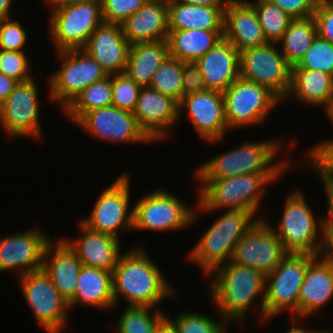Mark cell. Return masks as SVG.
<instances>
[{
	"label": "cell",
	"mask_w": 333,
	"mask_h": 333,
	"mask_svg": "<svg viewBox=\"0 0 333 333\" xmlns=\"http://www.w3.org/2000/svg\"><path fill=\"white\" fill-rule=\"evenodd\" d=\"M27 41L26 30L18 21L4 19L0 21V49L23 51Z\"/></svg>",
	"instance_id": "ee69618b"
},
{
	"label": "cell",
	"mask_w": 333,
	"mask_h": 333,
	"mask_svg": "<svg viewBox=\"0 0 333 333\" xmlns=\"http://www.w3.org/2000/svg\"><path fill=\"white\" fill-rule=\"evenodd\" d=\"M223 39L239 52L267 42L256 10L247 0H228L224 9Z\"/></svg>",
	"instance_id": "44dd1931"
},
{
	"label": "cell",
	"mask_w": 333,
	"mask_h": 333,
	"mask_svg": "<svg viewBox=\"0 0 333 333\" xmlns=\"http://www.w3.org/2000/svg\"><path fill=\"white\" fill-rule=\"evenodd\" d=\"M168 192L158 189L135 203L134 230L177 231L194 223L198 212Z\"/></svg>",
	"instance_id": "8fae6325"
},
{
	"label": "cell",
	"mask_w": 333,
	"mask_h": 333,
	"mask_svg": "<svg viewBox=\"0 0 333 333\" xmlns=\"http://www.w3.org/2000/svg\"><path fill=\"white\" fill-rule=\"evenodd\" d=\"M167 319L173 324L178 333H226L225 324L228 321L222 318V321L209 318L207 315L195 312H183L174 319ZM224 319V320H223ZM227 322V323H226Z\"/></svg>",
	"instance_id": "f35d334b"
},
{
	"label": "cell",
	"mask_w": 333,
	"mask_h": 333,
	"mask_svg": "<svg viewBox=\"0 0 333 333\" xmlns=\"http://www.w3.org/2000/svg\"><path fill=\"white\" fill-rule=\"evenodd\" d=\"M49 35L56 51L82 49L93 31L104 21L101 0H86L52 7Z\"/></svg>",
	"instance_id": "ba28073f"
},
{
	"label": "cell",
	"mask_w": 333,
	"mask_h": 333,
	"mask_svg": "<svg viewBox=\"0 0 333 333\" xmlns=\"http://www.w3.org/2000/svg\"><path fill=\"white\" fill-rule=\"evenodd\" d=\"M178 108L179 118L184 108L188 109L194 129L206 142H219L228 131L223 92L207 89L186 95Z\"/></svg>",
	"instance_id": "ac0fdd59"
},
{
	"label": "cell",
	"mask_w": 333,
	"mask_h": 333,
	"mask_svg": "<svg viewBox=\"0 0 333 333\" xmlns=\"http://www.w3.org/2000/svg\"><path fill=\"white\" fill-rule=\"evenodd\" d=\"M292 69L320 71L333 76V44L317 35L310 48Z\"/></svg>",
	"instance_id": "74e56055"
},
{
	"label": "cell",
	"mask_w": 333,
	"mask_h": 333,
	"mask_svg": "<svg viewBox=\"0 0 333 333\" xmlns=\"http://www.w3.org/2000/svg\"><path fill=\"white\" fill-rule=\"evenodd\" d=\"M47 1L49 4H51L52 7H60L69 4L79 3L81 1H86V0H47Z\"/></svg>",
	"instance_id": "9f6ffc18"
},
{
	"label": "cell",
	"mask_w": 333,
	"mask_h": 333,
	"mask_svg": "<svg viewBox=\"0 0 333 333\" xmlns=\"http://www.w3.org/2000/svg\"><path fill=\"white\" fill-rule=\"evenodd\" d=\"M277 46L268 42L239 52L240 76L268 88L282 100L291 88L292 66Z\"/></svg>",
	"instance_id": "7c38bea8"
},
{
	"label": "cell",
	"mask_w": 333,
	"mask_h": 333,
	"mask_svg": "<svg viewBox=\"0 0 333 333\" xmlns=\"http://www.w3.org/2000/svg\"><path fill=\"white\" fill-rule=\"evenodd\" d=\"M316 36L317 27L313 15L295 18L290 21L287 30L277 44H281V53L287 62L294 66L310 48Z\"/></svg>",
	"instance_id": "d6a6232c"
},
{
	"label": "cell",
	"mask_w": 333,
	"mask_h": 333,
	"mask_svg": "<svg viewBox=\"0 0 333 333\" xmlns=\"http://www.w3.org/2000/svg\"><path fill=\"white\" fill-rule=\"evenodd\" d=\"M151 309H153V307L126 306L117 323L116 332L156 333L160 324L168 315L159 310L158 306L151 315Z\"/></svg>",
	"instance_id": "e575fe53"
},
{
	"label": "cell",
	"mask_w": 333,
	"mask_h": 333,
	"mask_svg": "<svg viewBox=\"0 0 333 333\" xmlns=\"http://www.w3.org/2000/svg\"><path fill=\"white\" fill-rule=\"evenodd\" d=\"M59 239L56 242L52 240L47 245L42 269L51 278L59 294L69 304L74 298L79 272L83 265L70 247L61 238Z\"/></svg>",
	"instance_id": "484cf974"
},
{
	"label": "cell",
	"mask_w": 333,
	"mask_h": 333,
	"mask_svg": "<svg viewBox=\"0 0 333 333\" xmlns=\"http://www.w3.org/2000/svg\"><path fill=\"white\" fill-rule=\"evenodd\" d=\"M287 254L272 225L261 219L236 244L230 261L255 269L266 277Z\"/></svg>",
	"instance_id": "9a60e30c"
},
{
	"label": "cell",
	"mask_w": 333,
	"mask_h": 333,
	"mask_svg": "<svg viewBox=\"0 0 333 333\" xmlns=\"http://www.w3.org/2000/svg\"><path fill=\"white\" fill-rule=\"evenodd\" d=\"M216 272V273H215ZM212 273L216 275L209 294L220 312V317L228 322H242L247 310L259 296L261 298L260 316L265 321L264 300L266 277L248 267L237 265L231 261L219 266ZM262 295V296H260Z\"/></svg>",
	"instance_id": "7a4b0ae2"
},
{
	"label": "cell",
	"mask_w": 333,
	"mask_h": 333,
	"mask_svg": "<svg viewBox=\"0 0 333 333\" xmlns=\"http://www.w3.org/2000/svg\"><path fill=\"white\" fill-rule=\"evenodd\" d=\"M130 179L124 172L100 194L89 217L80 222L88 229L116 238L118 231L133 230V208L128 212Z\"/></svg>",
	"instance_id": "4fadbf2b"
},
{
	"label": "cell",
	"mask_w": 333,
	"mask_h": 333,
	"mask_svg": "<svg viewBox=\"0 0 333 333\" xmlns=\"http://www.w3.org/2000/svg\"><path fill=\"white\" fill-rule=\"evenodd\" d=\"M327 197L328 216L321 217L323 236H333V183H323Z\"/></svg>",
	"instance_id": "c3c4849f"
},
{
	"label": "cell",
	"mask_w": 333,
	"mask_h": 333,
	"mask_svg": "<svg viewBox=\"0 0 333 333\" xmlns=\"http://www.w3.org/2000/svg\"><path fill=\"white\" fill-rule=\"evenodd\" d=\"M320 1L333 2V0H320Z\"/></svg>",
	"instance_id": "680465c9"
},
{
	"label": "cell",
	"mask_w": 333,
	"mask_h": 333,
	"mask_svg": "<svg viewBox=\"0 0 333 333\" xmlns=\"http://www.w3.org/2000/svg\"><path fill=\"white\" fill-rule=\"evenodd\" d=\"M156 333H178L173 324L166 318L157 329Z\"/></svg>",
	"instance_id": "db71d44e"
},
{
	"label": "cell",
	"mask_w": 333,
	"mask_h": 333,
	"mask_svg": "<svg viewBox=\"0 0 333 333\" xmlns=\"http://www.w3.org/2000/svg\"><path fill=\"white\" fill-rule=\"evenodd\" d=\"M332 298L333 267L320 255L309 264L300 287L298 318L303 319L314 314L326 303L328 304Z\"/></svg>",
	"instance_id": "4316f807"
},
{
	"label": "cell",
	"mask_w": 333,
	"mask_h": 333,
	"mask_svg": "<svg viewBox=\"0 0 333 333\" xmlns=\"http://www.w3.org/2000/svg\"><path fill=\"white\" fill-rule=\"evenodd\" d=\"M112 105L125 111L135 109L141 87L126 74H112Z\"/></svg>",
	"instance_id": "ab89813d"
},
{
	"label": "cell",
	"mask_w": 333,
	"mask_h": 333,
	"mask_svg": "<svg viewBox=\"0 0 333 333\" xmlns=\"http://www.w3.org/2000/svg\"><path fill=\"white\" fill-rule=\"evenodd\" d=\"M223 98L228 130L263 123L281 101L268 88L241 76L223 92Z\"/></svg>",
	"instance_id": "30bf717a"
},
{
	"label": "cell",
	"mask_w": 333,
	"mask_h": 333,
	"mask_svg": "<svg viewBox=\"0 0 333 333\" xmlns=\"http://www.w3.org/2000/svg\"><path fill=\"white\" fill-rule=\"evenodd\" d=\"M21 291L28 306L48 333H62L69 304L54 287L43 269L20 276Z\"/></svg>",
	"instance_id": "5bb4252c"
},
{
	"label": "cell",
	"mask_w": 333,
	"mask_h": 333,
	"mask_svg": "<svg viewBox=\"0 0 333 333\" xmlns=\"http://www.w3.org/2000/svg\"><path fill=\"white\" fill-rule=\"evenodd\" d=\"M183 64L182 60L169 56L154 73L150 87L179 103L183 98Z\"/></svg>",
	"instance_id": "8d00e7d4"
},
{
	"label": "cell",
	"mask_w": 333,
	"mask_h": 333,
	"mask_svg": "<svg viewBox=\"0 0 333 333\" xmlns=\"http://www.w3.org/2000/svg\"><path fill=\"white\" fill-rule=\"evenodd\" d=\"M48 237L38 229L0 237V272L17 269L20 277L41 270Z\"/></svg>",
	"instance_id": "d6986e66"
},
{
	"label": "cell",
	"mask_w": 333,
	"mask_h": 333,
	"mask_svg": "<svg viewBox=\"0 0 333 333\" xmlns=\"http://www.w3.org/2000/svg\"><path fill=\"white\" fill-rule=\"evenodd\" d=\"M331 121V124L333 125V113L328 117Z\"/></svg>",
	"instance_id": "6f0895ef"
},
{
	"label": "cell",
	"mask_w": 333,
	"mask_h": 333,
	"mask_svg": "<svg viewBox=\"0 0 333 333\" xmlns=\"http://www.w3.org/2000/svg\"><path fill=\"white\" fill-rule=\"evenodd\" d=\"M225 7H209L168 0L169 31L202 29L223 31Z\"/></svg>",
	"instance_id": "4dcf8cb0"
},
{
	"label": "cell",
	"mask_w": 333,
	"mask_h": 333,
	"mask_svg": "<svg viewBox=\"0 0 333 333\" xmlns=\"http://www.w3.org/2000/svg\"><path fill=\"white\" fill-rule=\"evenodd\" d=\"M281 175L283 174H241L222 179H197L201 181L202 188L195 211L215 212L224 208L256 215L265 186Z\"/></svg>",
	"instance_id": "277c9868"
},
{
	"label": "cell",
	"mask_w": 333,
	"mask_h": 333,
	"mask_svg": "<svg viewBox=\"0 0 333 333\" xmlns=\"http://www.w3.org/2000/svg\"><path fill=\"white\" fill-rule=\"evenodd\" d=\"M79 303L102 310L115 308L112 271L82 266L69 308Z\"/></svg>",
	"instance_id": "f1b7e54d"
},
{
	"label": "cell",
	"mask_w": 333,
	"mask_h": 333,
	"mask_svg": "<svg viewBox=\"0 0 333 333\" xmlns=\"http://www.w3.org/2000/svg\"><path fill=\"white\" fill-rule=\"evenodd\" d=\"M147 0H101L102 17L105 23L121 24Z\"/></svg>",
	"instance_id": "7bdbcfd3"
},
{
	"label": "cell",
	"mask_w": 333,
	"mask_h": 333,
	"mask_svg": "<svg viewBox=\"0 0 333 333\" xmlns=\"http://www.w3.org/2000/svg\"><path fill=\"white\" fill-rule=\"evenodd\" d=\"M111 75L86 87L64 110L68 119L77 122L86 112L112 105Z\"/></svg>",
	"instance_id": "836d02e7"
},
{
	"label": "cell",
	"mask_w": 333,
	"mask_h": 333,
	"mask_svg": "<svg viewBox=\"0 0 333 333\" xmlns=\"http://www.w3.org/2000/svg\"><path fill=\"white\" fill-rule=\"evenodd\" d=\"M325 329L323 330H311L309 328H303V327H300L299 325L298 326H295V323L293 321V325L291 327V329H289L286 333H322Z\"/></svg>",
	"instance_id": "11a10c76"
},
{
	"label": "cell",
	"mask_w": 333,
	"mask_h": 333,
	"mask_svg": "<svg viewBox=\"0 0 333 333\" xmlns=\"http://www.w3.org/2000/svg\"><path fill=\"white\" fill-rule=\"evenodd\" d=\"M296 96L305 105L324 106L326 115L333 113V76L308 69H292L288 96Z\"/></svg>",
	"instance_id": "83f0119b"
},
{
	"label": "cell",
	"mask_w": 333,
	"mask_h": 333,
	"mask_svg": "<svg viewBox=\"0 0 333 333\" xmlns=\"http://www.w3.org/2000/svg\"><path fill=\"white\" fill-rule=\"evenodd\" d=\"M62 65L48 76L50 100L64 111L88 86L108 76L102 66L83 49L57 51Z\"/></svg>",
	"instance_id": "9c48e42d"
},
{
	"label": "cell",
	"mask_w": 333,
	"mask_h": 333,
	"mask_svg": "<svg viewBox=\"0 0 333 333\" xmlns=\"http://www.w3.org/2000/svg\"><path fill=\"white\" fill-rule=\"evenodd\" d=\"M29 60L24 51H12L0 49V72L18 82H25L34 77L31 76Z\"/></svg>",
	"instance_id": "b9f144b4"
},
{
	"label": "cell",
	"mask_w": 333,
	"mask_h": 333,
	"mask_svg": "<svg viewBox=\"0 0 333 333\" xmlns=\"http://www.w3.org/2000/svg\"><path fill=\"white\" fill-rule=\"evenodd\" d=\"M309 166L319 174L322 183H333V139H327L308 151Z\"/></svg>",
	"instance_id": "60d3db41"
},
{
	"label": "cell",
	"mask_w": 333,
	"mask_h": 333,
	"mask_svg": "<svg viewBox=\"0 0 333 333\" xmlns=\"http://www.w3.org/2000/svg\"><path fill=\"white\" fill-rule=\"evenodd\" d=\"M195 63L209 90L224 92L240 77L239 51L223 38Z\"/></svg>",
	"instance_id": "d4e9b609"
},
{
	"label": "cell",
	"mask_w": 333,
	"mask_h": 333,
	"mask_svg": "<svg viewBox=\"0 0 333 333\" xmlns=\"http://www.w3.org/2000/svg\"><path fill=\"white\" fill-rule=\"evenodd\" d=\"M182 79L183 97L207 90L200 68L195 62H184Z\"/></svg>",
	"instance_id": "bcb514c9"
},
{
	"label": "cell",
	"mask_w": 333,
	"mask_h": 333,
	"mask_svg": "<svg viewBox=\"0 0 333 333\" xmlns=\"http://www.w3.org/2000/svg\"><path fill=\"white\" fill-rule=\"evenodd\" d=\"M281 143V139L247 141L204 162L195 172L196 179H222L241 174H283L289 168V161H274L282 149Z\"/></svg>",
	"instance_id": "3957f363"
},
{
	"label": "cell",
	"mask_w": 333,
	"mask_h": 333,
	"mask_svg": "<svg viewBox=\"0 0 333 333\" xmlns=\"http://www.w3.org/2000/svg\"><path fill=\"white\" fill-rule=\"evenodd\" d=\"M121 27L130 46L167 40L168 0H147L140 9L121 23Z\"/></svg>",
	"instance_id": "603a6c76"
},
{
	"label": "cell",
	"mask_w": 333,
	"mask_h": 333,
	"mask_svg": "<svg viewBox=\"0 0 333 333\" xmlns=\"http://www.w3.org/2000/svg\"><path fill=\"white\" fill-rule=\"evenodd\" d=\"M130 44L121 24L105 23L98 26L82 48L95 59L108 75L125 72Z\"/></svg>",
	"instance_id": "7402d4cb"
},
{
	"label": "cell",
	"mask_w": 333,
	"mask_h": 333,
	"mask_svg": "<svg viewBox=\"0 0 333 333\" xmlns=\"http://www.w3.org/2000/svg\"><path fill=\"white\" fill-rule=\"evenodd\" d=\"M12 0H0V21L10 18Z\"/></svg>",
	"instance_id": "f5cc1de1"
},
{
	"label": "cell",
	"mask_w": 333,
	"mask_h": 333,
	"mask_svg": "<svg viewBox=\"0 0 333 333\" xmlns=\"http://www.w3.org/2000/svg\"><path fill=\"white\" fill-rule=\"evenodd\" d=\"M301 190L293 191L285 200L282 219L274 229L288 253H308L320 256L323 249L321 216L314 217L312 209ZM320 231V238H317Z\"/></svg>",
	"instance_id": "8992f818"
},
{
	"label": "cell",
	"mask_w": 333,
	"mask_h": 333,
	"mask_svg": "<svg viewBox=\"0 0 333 333\" xmlns=\"http://www.w3.org/2000/svg\"><path fill=\"white\" fill-rule=\"evenodd\" d=\"M313 17L317 35L333 44V2L319 1Z\"/></svg>",
	"instance_id": "f6af8a7d"
},
{
	"label": "cell",
	"mask_w": 333,
	"mask_h": 333,
	"mask_svg": "<svg viewBox=\"0 0 333 333\" xmlns=\"http://www.w3.org/2000/svg\"><path fill=\"white\" fill-rule=\"evenodd\" d=\"M19 82L15 79L6 76L0 72V105L8 98L13 92L15 86Z\"/></svg>",
	"instance_id": "681fc988"
},
{
	"label": "cell",
	"mask_w": 333,
	"mask_h": 333,
	"mask_svg": "<svg viewBox=\"0 0 333 333\" xmlns=\"http://www.w3.org/2000/svg\"><path fill=\"white\" fill-rule=\"evenodd\" d=\"M169 56L167 40L131 45L124 74L140 87H150L154 73Z\"/></svg>",
	"instance_id": "f546056e"
},
{
	"label": "cell",
	"mask_w": 333,
	"mask_h": 333,
	"mask_svg": "<svg viewBox=\"0 0 333 333\" xmlns=\"http://www.w3.org/2000/svg\"><path fill=\"white\" fill-rule=\"evenodd\" d=\"M142 245L121 254L112 271L115 305L123 295L128 306L155 307L175 294Z\"/></svg>",
	"instance_id": "6da1fadb"
},
{
	"label": "cell",
	"mask_w": 333,
	"mask_h": 333,
	"mask_svg": "<svg viewBox=\"0 0 333 333\" xmlns=\"http://www.w3.org/2000/svg\"><path fill=\"white\" fill-rule=\"evenodd\" d=\"M38 97L34 78L15 86L0 105V124L8 135L41 139Z\"/></svg>",
	"instance_id": "2e32d148"
},
{
	"label": "cell",
	"mask_w": 333,
	"mask_h": 333,
	"mask_svg": "<svg viewBox=\"0 0 333 333\" xmlns=\"http://www.w3.org/2000/svg\"><path fill=\"white\" fill-rule=\"evenodd\" d=\"M173 3L203 5L209 7H225L228 0H170Z\"/></svg>",
	"instance_id": "f907efd6"
},
{
	"label": "cell",
	"mask_w": 333,
	"mask_h": 333,
	"mask_svg": "<svg viewBox=\"0 0 333 333\" xmlns=\"http://www.w3.org/2000/svg\"><path fill=\"white\" fill-rule=\"evenodd\" d=\"M308 253H288L266 276L264 314L265 321L290 310L298 318V296L309 264L316 258Z\"/></svg>",
	"instance_id": "52a82bcc"
},
{
	"label": "cell",
	"mask_w": 333,
	"mask_h": 333,
	"mask_svg": "<svg viewBox=\"0 0 333 333\" xmlns=\"http://www.w3.org/2000/svg\"><path fill=\"white\" fill-rule=\"evenodd\" d=\"M293 19L312 16L320 0H270Z\"/></svg>",
	"instance_id": "7dc6e473"
},
{
	"label": "cell",
	"mask_w": 333,
	"mask_h": 333,
	"mask_svg": "<svg viewBox=\"0 0 333 333\" xmlns=\"http://www.w3.org/2000/svg\"><path fill=\"white\" fill-rule=\"evenodd\" d=\"M81 237L75 240L61 238L77 255L83 266L113 271L121 255L119 238L94 232L80 221Z\"/></svg>",
	"instance_id": "cb8c5ba5"
},
{
	"label": "cell",
	"mask_w": 333,
	"mask_h": 333,
	"mask_svg": "<svg viewBox=\"0 0 333 333\" xmlns=\"http://www.w3.org/2000/svg\"><path fill=\"white\" fill-rule=\"evenodd\" d=\"M256 10L267 42L278 43L293 19L270 0H247Z\"/></svg>",
	"instance_id": "d590c367"
},
{
	"label": "cell",
	"mask_w": 333,
	"mask_h": 333,
	"mask_svg": "<svg viewBox=\"0 0 333 333\" xmlns=\"http://www.w3.org/2000/svg\"><path fill=\"white\" fill-rule=\"evenodd\" d=\"M333 267V236H324L321 256Z\"/></svg>",
	"instance_id": "816d5d0a"
},
{
	"label": "cell",
	"mask_w": 333,
	"mask_h": 333,
	"mask_svg": "<svg viewBox=\"0 0 333 333\" xmlns=\"http://www.w3.org/2000/svg\"><path fill=\"white\" fill-rule=\"evenodd\" d=\"M254 217L253 213L247 211L226 210L205 231L188 258L199 264L205 275L212 274L231 260L236 244L258 220L263 219L259 217L255 220Z\"/></svg>",
	"instance_id": "5b68a950"
},
{
	"label": "cell",
	"mask_w": 333,
	"mask_h": 333,
	"mask_svg": "<svg viewBox=\"0 0 333 333\" xmlns=\"http://www.w3.org/2000/svg\"><path fill=\"white\" fill-rule=\"evenodd\" d=\"M179 103L151 87H141L133 114L152 142L165 139L179 121Z\"/></svg>",
	"instance_id": "ffe728a7"
},
{
	"label": "cell",
	"mask_w": 333,
	"mask_h": 333,
	"mask_svg": "<svg viewBox=\"0 0 333 333\" xmlns=\"http://www.w3.org/2000/svg\"><path fill=\"white\" fill-rule=\"evenodd\" d=\"M75 124L94 138L108 142L151 143L132 112L113 105L86 112Z\"/></svg>",
	"instance_id": "e0dca14e"
},
{
	"label": "cell",
	"mask_w": 333,
	"mask_h": 333,
	"mask_svg": "<svg viewBox=\"0 0 333 333\" xmlns=\"http://www.w3.org/2000/svg\"><path fill=\"white\" fill-rule=\"evenodd\" d=\"M223 38V31L202 29L173 30L168 32L169 54L183 62H196Z\"/></svg>",
	"instance_id": "1f68e13d"
}]
</instances>
